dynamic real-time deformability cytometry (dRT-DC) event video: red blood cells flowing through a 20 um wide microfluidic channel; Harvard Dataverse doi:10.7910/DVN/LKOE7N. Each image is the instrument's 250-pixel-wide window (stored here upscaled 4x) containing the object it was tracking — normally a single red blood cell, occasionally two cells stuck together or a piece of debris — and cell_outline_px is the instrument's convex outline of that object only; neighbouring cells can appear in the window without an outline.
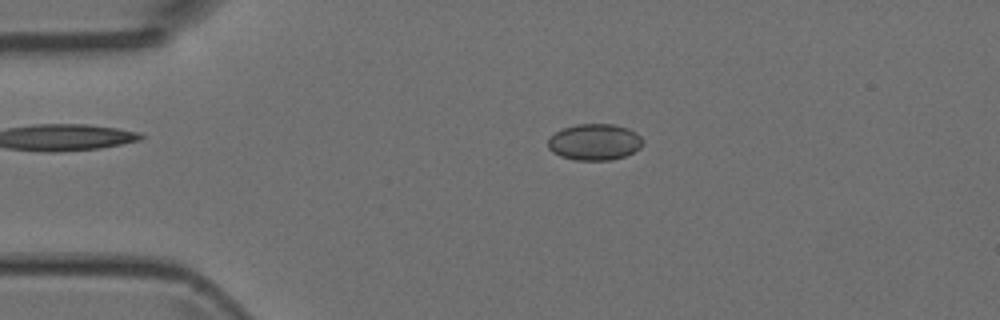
{"species": "Egyptian fruit bat (a non-hibernating species)", "species_latin": "Rousettus aegyptiacus", "temperature_condition": "room temperature", "stored_images_in_passage": 6, "camera_frame_rate_fps": 3000, "um_per_image_px": 0.085, "animal": {"sex": "female"}, "frame": {"image": 1, "passage_image": 4, "time_ms": 3.333, "image_size_px": [1000, 320], "cell_outline_px": [[644, 140], [640, 148], [624, 156], [612, 160], [576, 160], [560, 156], [552, 152], [548, 148], [548, 140], [556, 132], [564, 128], [576, 124], [612, 124], [628, 128], [636, 132]], "centroid_in_image_um": [50.55, 12.07], "position_along_channel_um": 34.5, "area_um2": 20.06}}
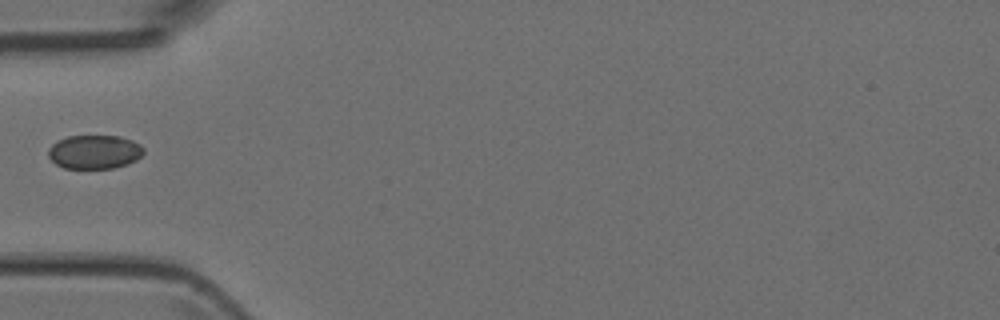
{"frame": {"image": 2, "passage_image": 5, "time_ms": 5.333, "image_size_px": [1000, 320], "cell_outline_px": [[144, 152], [136, 160], [128, 164], [112, 168], [64, 168], [56, 164], [48, 156], [48, 148], [56, 140], [68, 136], [120, 136], [132, 140], [140, 144], [144, 148]], "centroid_in_image_um": [8.02, 12.9], "position_along_channel_um": 77.0, "area_um2": 18.9}}
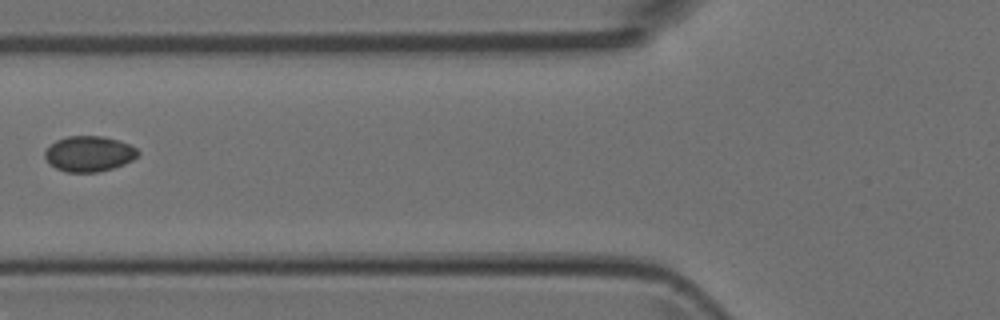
{"frame": {"image": 3, "passage_image": 6, "time_ms": 6.333, "image_size_px": [1000, 320], "cell_outline_px": [[140, 156], [124, 164], [112, 168], [96, 172], [64, 172], [56, 168], [44, 156], [44, 152], [56, 140], [68, 136], [104, 136], [120, 140], [136, 148], [140, 152]], "centroid_in_image_um": [7.61, 13.06], "position_along_channel_um": 118.2, "area_um2": 19.25}}